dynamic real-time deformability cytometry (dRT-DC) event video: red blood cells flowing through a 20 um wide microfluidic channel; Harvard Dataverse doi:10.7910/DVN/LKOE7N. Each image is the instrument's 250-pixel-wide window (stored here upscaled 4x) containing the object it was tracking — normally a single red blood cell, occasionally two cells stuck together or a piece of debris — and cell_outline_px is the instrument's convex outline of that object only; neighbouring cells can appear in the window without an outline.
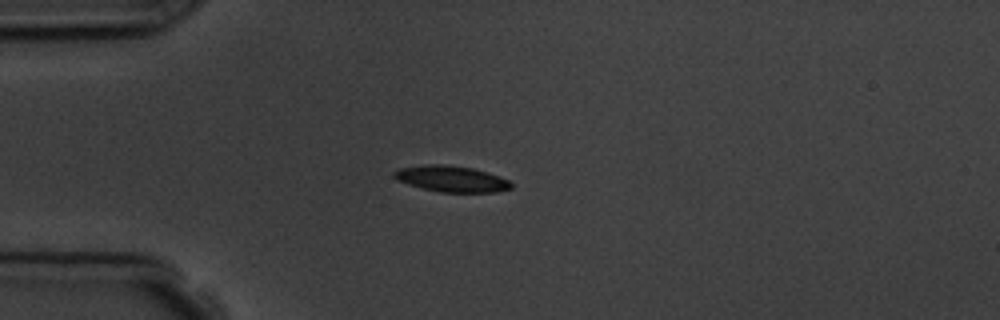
{"species": "common noctule bat (a hibernating species)", "species_latin": "Nyctalus noctula", "temperature_condition": "room temperature", "stored_images_in_passage": 5, "camera_frame_rate_fps": 3000, "um_per_image_px": 0.085, "animal": {"sex": "male", "body_mass_g": 19.5, "forearm_length_mm": 54.6}, "frame": {"image": 1, "passage_image": 4, "time_ms": 3.667, "image_size_px": [1000, 320], "cell_outline_px": [[512, 188], [496, 192], [440, 192], [408, 184], [396, 180], [392, 176], [392, 172], [400, 168], [424, 164], [444, 164], [472, 168], [488, 172], [500, 176], [508, 180], [512, 184]], "centroid_in_image_um": [38.36, 15.19], "position_along_channel_um": 46.6, "area_um2": 17.86}}